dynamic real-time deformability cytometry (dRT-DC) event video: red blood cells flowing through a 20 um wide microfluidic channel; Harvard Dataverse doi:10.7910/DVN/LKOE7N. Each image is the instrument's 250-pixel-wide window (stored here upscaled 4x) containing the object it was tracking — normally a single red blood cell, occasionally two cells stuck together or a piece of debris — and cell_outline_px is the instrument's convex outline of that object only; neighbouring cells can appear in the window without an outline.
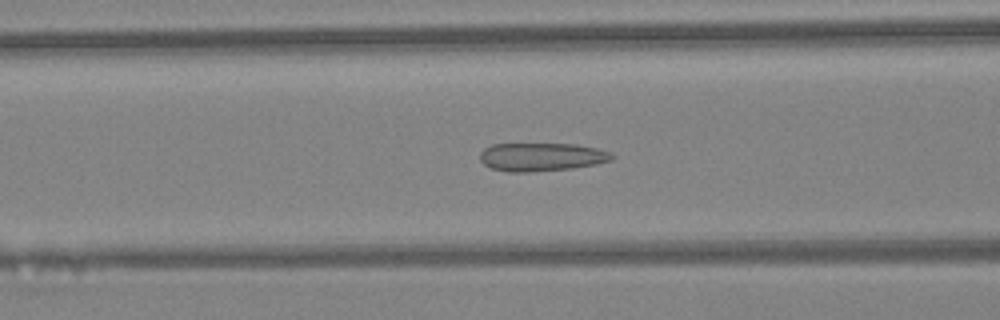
{"species": "Egyptian fruit bat (a non-hibernating species)", "species_latin": "Rousettus aegyptiacus", "temperature_condition": "warm", "stored_images_in_passage": 37, "camera_frame_rate_fps": 3000, "um_per_image_px": 0.085, "animal": {"sex": "female"}, "frame": {"image": 1, "passage_image": 10, "time_ms": 3.0, "image_size_px": [1000, 320], "cell_outline_px": [[616, 156], [612, 160], [596, 164], [572, 168], [528, 172], [508, 172], [492, 168], [484, 164], [480, 160], [480, 152], [484, 148], [492, 144], [576, 144], [596, 148], [608, 152]], "centroid_in_image_um": [46.02, 13.34], "position_along_channel_um": 120.6, "area_um2": 21.73}}
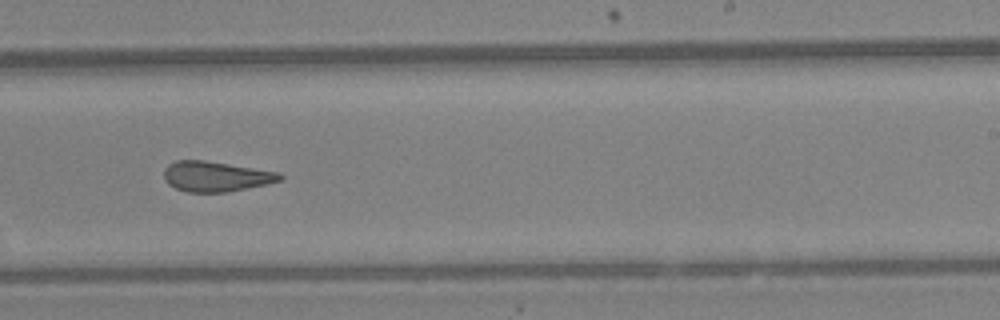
{"frame": {"image": 2, "passage_image": 20, "time_ms": 6.333, "image_size_px": [1000, 320], "cell_outline_px": [[284, 180], [268, 184], [228, 192], [188, 192], [176, 188], [168, 184], [164, 180], [164, 168], [168, 164], [176, 160], [204, 160], [280, 172], [284, 176]], "centroid_in_image_um": [18.37, 15.0], "position_along_channel_um": 270.6, "area_um2": 20.63}}
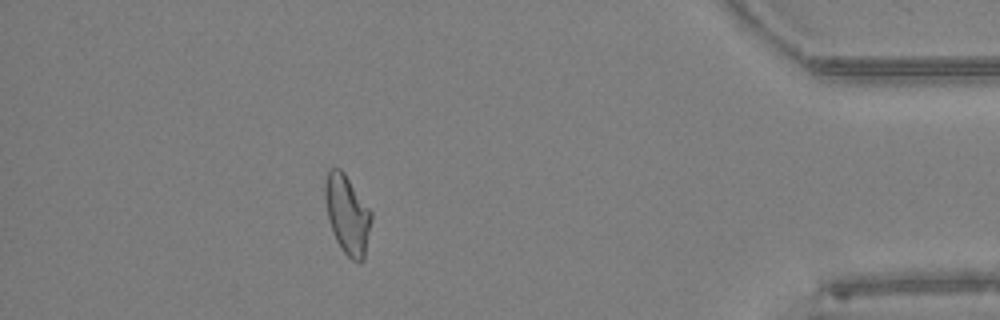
{"frame": {"image": 3, "passage_image": 32, "time_ms": 10.333, "image_size_px": [1000, 320], "cell_outline_px": [[372, 220], [364, 260], [352, 260], [340, 248], [336, 240], [328, 220], [324, 200], [324, 180], [328, 172], [332, 168], [340, 168], [344, 172], [372, 212]], "centroid_in_image_um": [29.51, 18.22], "position_along_channel_um": 405.7, "area_um2": 21.39}, "authors_computed_cell_mechanics": {"area_um2": 21.386, "velocity_mm_per_s": 4.5361, "shape_relaxation_time_tau1_ms": null, "shape_relaxation_time_tau2_ms": 1.6937, "deformation_change_tau1": null, "deformation_change_tau2": 0.1145}}